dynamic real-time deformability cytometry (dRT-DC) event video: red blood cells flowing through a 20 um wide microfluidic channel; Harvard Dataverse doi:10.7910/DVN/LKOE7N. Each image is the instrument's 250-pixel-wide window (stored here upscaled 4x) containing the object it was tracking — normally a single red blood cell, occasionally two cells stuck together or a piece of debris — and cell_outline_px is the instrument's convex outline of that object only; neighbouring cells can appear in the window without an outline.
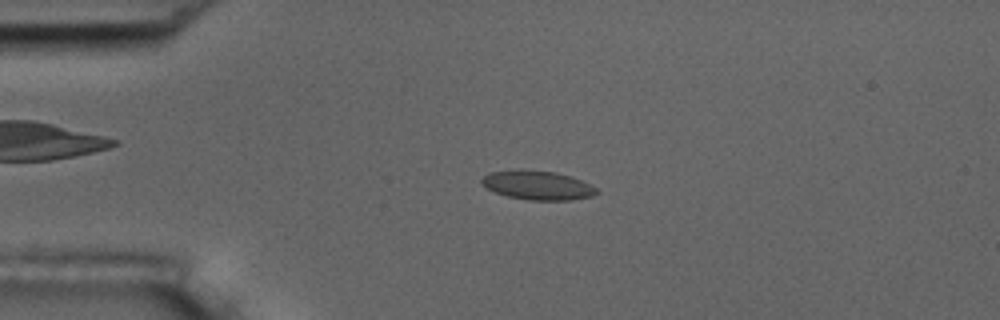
{"species": "common noctule bat (a hibernating species)", "species_latin": "Nyctalus noctula", "temperature_condition": "room temperature", "stored_images_in_passage": 53, "camera_frame_rate_fps": 3000, "um_per_image_px": 0.085, "animal": {"sex": "male", "body_mass_g": 17.5, "forearm_length_mm": 52.3}, "frame": {"image": 1, "passage_image": 12, "time_ms": 3.667, "image_size_px": [1000, 320], "cell_outline_px": [[600, 192], [592, 196], [572, 200], [528, 200], [508, 196], [496, 192], [480, 184], [480, 180], [488, 172], [520, 168], [556, 172], [580, 180], [596, 188]], "centroid_in_image_um": [45.65, 15.73], "position_along_channel_um": 39.3, "area_um2": 19.59}}
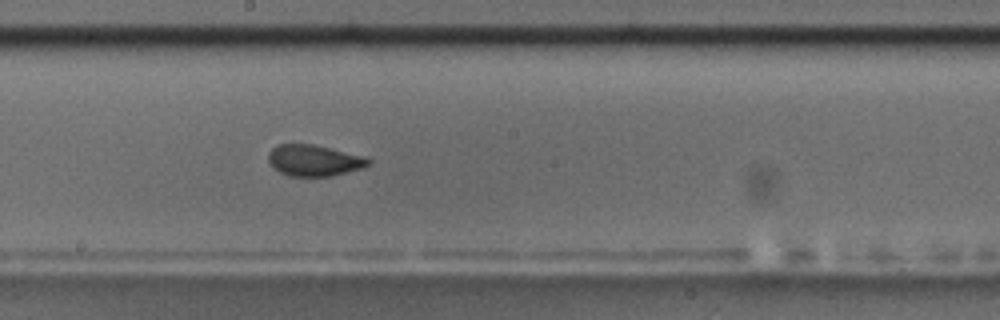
{"frame": {"image": 2, "passage_image": 29, "time_ms": 9.333, "image_size_px": [1000, 320], "cell_outline_px": [[372, 164], [364, 168], [332, 176], [288, 176], [272, 168], [268, 160], [268, 152], [276, 144], [312, 144], [368, 156], [372, 160]], "centroid_in_image_um": [26.74, 13.63], "position_along_channel_um": 221.5, "area_um2": 18.67}}
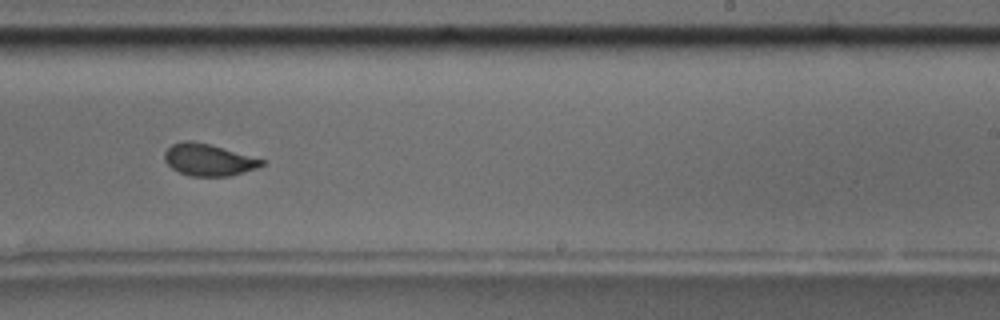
{"frame": {"image": 3, "passage_image": 33, "time_ms": 10.667, "image_size_px": [1000, 320], "cell_outline_px": [[268, 160], [264, 164], [256, 168], [244, 172], [228, 176], [192, 176], [180, 172], [172, 168], [164, 160], [164, 152], [172, 144], [184, 140], [192, 140], [208, 144]], "centroid_in_image_um": [17.74, 13.58], "position_along_channel_um": 271.3, "area_um2": 18.03}, "authors_computed_cell_mechanics": {"area_um2": 18.7272, "velocity_mm_per_s": 3.7307, "shape_relaxation_time_tau1_ms": 5.3485, "shape_relaxation_time_tau2_ms": 0.7081, "deformation_change_tau1": 0.1229, "deformation_change_tau2": 0.0694}}